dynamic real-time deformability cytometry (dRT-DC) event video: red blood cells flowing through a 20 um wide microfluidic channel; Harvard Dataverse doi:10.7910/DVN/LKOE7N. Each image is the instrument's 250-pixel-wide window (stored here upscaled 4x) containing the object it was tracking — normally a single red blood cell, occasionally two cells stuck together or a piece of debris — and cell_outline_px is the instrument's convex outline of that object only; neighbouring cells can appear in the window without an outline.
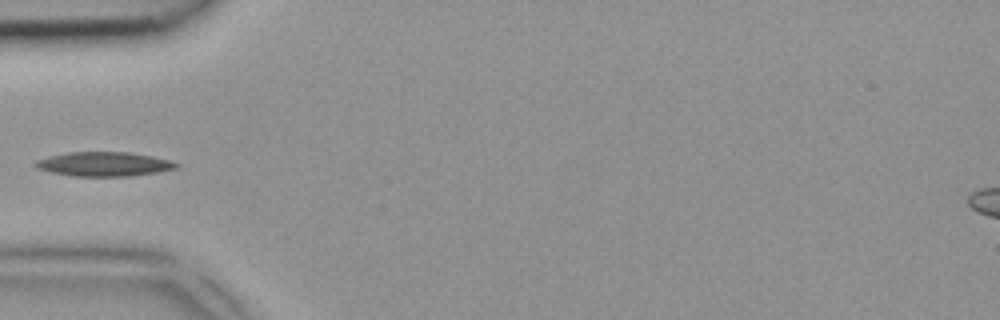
{"species": "common noctule bat (a hibernating species)", "species_latin": "Nyctalus noctula", "temperature_condition": "room temperature", "stored_images_in_passage": 4, "camera_frame_rate_fps": 3000, "um_per_image_px": 0.085, "animal": {"sex": "female", "body_mass_g": 18.4}, "frame": {"image": 1, "passage_image": 4, "time_ms": 1.0, "image_size_px": [1000, 320], "cell_outline_px": [[180, 168], [132, 176], [72, 176], [52, 172], [36, 168], [32, 164], [36, 160], [48, 156], [68, 152], [128, 152], [152, 156], [172, 160], [180, 164]], "centroid_in_image_um": [8.86, 13.94], "position_along_channel_um": 76.1, "area_um2": 20.11}}